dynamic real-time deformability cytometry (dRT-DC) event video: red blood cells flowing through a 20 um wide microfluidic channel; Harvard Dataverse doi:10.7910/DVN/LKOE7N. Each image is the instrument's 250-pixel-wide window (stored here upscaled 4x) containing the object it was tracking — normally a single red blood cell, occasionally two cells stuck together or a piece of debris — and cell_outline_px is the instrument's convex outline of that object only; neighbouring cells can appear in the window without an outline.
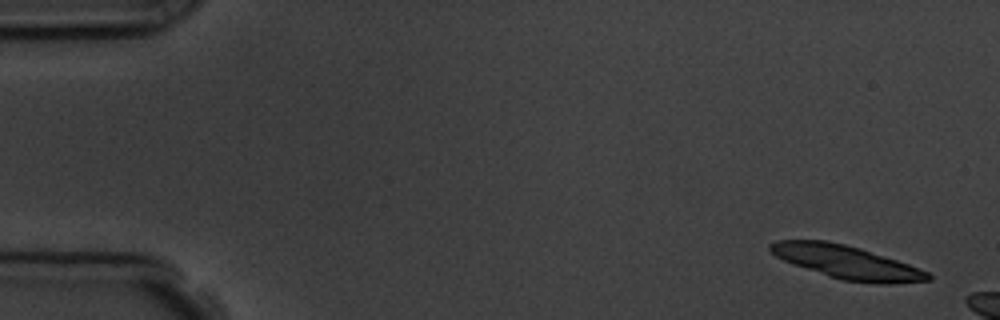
{"species": "common noctule bat (a hibernating species)", "species_latin": "Nyctalus noctula", "temperature_condition": "room temperature", "stored_images_in_passage": 3, "camera_frame_rate_fps": 3000, "um_per_image_px": 0.085, "animal": {"sex": "male", "body_mass_g": 19.5, "forearm_length_mm": 54.6}, "frame": {"image": 1, "passage_image": 1, "time_ms": 0.0, "image_size_px": [1000, 320], "cell_outline_px": [[932, 280], [892, 284], [880, 284], [840, 280], [792, 264], [776, 256], [768, 248], [768, 244], [776, 240], [824, 240], [844, 244], [860, 248], [908, 264], [928, 272], [932, 276]], "centroid_in_image_um": [71.96, 22.29], "position_along_channel_um": 13.0, "area_um2": 30.52}}